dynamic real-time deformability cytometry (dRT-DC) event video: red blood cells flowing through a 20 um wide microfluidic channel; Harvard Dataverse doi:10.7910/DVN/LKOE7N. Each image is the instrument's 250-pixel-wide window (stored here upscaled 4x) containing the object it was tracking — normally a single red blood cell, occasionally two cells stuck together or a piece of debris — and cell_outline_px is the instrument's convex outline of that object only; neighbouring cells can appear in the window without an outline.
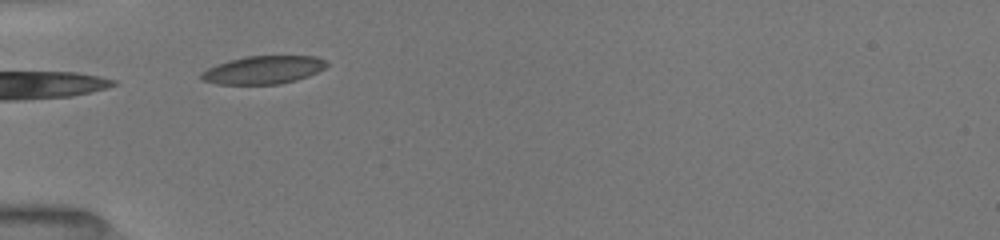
{"species": "common noctule bat (a hibernating species)", "species_latin": "Nyctalus noctula", "temperature_condition": "room temperature", "stored_images_in_passage": 6, "camera_frame_rate_fps": 3000, "um_per_image_px": 0.085, "animal": {"sex": "female", "body_mass_g": 19.5, "forearm_length_mm": 54.1}, "frame": {"image": 1, "passage_image": 3, "time_ms": 2.0, "image_size_px": [1000, 240], "cell_outline_px": [[328, 64], [324, 68], [308, 76], [296, 80], [280, 84], [216, 84], [200, 80], [200, 72], [216, 64], [228, 60], [244, 56], [316, 56], [324, 60]], "centroid_in_image_um": [22.33, 5.94], "position_along_channel_um": 62.7, "area_um2": 20.58}}